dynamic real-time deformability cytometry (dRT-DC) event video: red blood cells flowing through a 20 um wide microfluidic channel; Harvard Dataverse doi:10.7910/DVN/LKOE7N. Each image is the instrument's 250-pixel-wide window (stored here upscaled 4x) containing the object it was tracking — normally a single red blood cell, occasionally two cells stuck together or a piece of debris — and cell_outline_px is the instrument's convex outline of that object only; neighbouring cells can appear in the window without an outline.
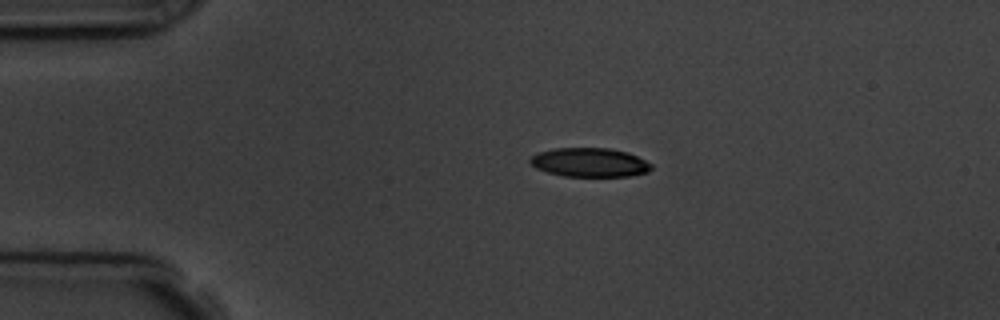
{"species": "common noctule bat (a hibernating species)", "species_latin": "Nyctalus noctula", "temperature_condition": "room temperature", "stored_images_in_passage": 7, "camera_frame_rate_fps": 3000, "um_per_image_px": 0.085, "animal": {"sex": "male", "body_mass_g": 19.5, "forearm_length_mm": 54.6}, "frame": {"image": 1, "passage_image": 3, "time_ms": 2.333, "image_size_px": [1000, 320], "cell_outline_px": [[652, 168], [648, 172], [628, 176], [564, 176], [548, 172], [536, 168], [528, 160], [532, 156], [540, 152], [552, 148], [608, 148], [628, 152], [652, 164]], "centroid_in_image_um": [50.12, 13.8], "position_along_channel_um": 34.9, "area_um2": 20.35}}
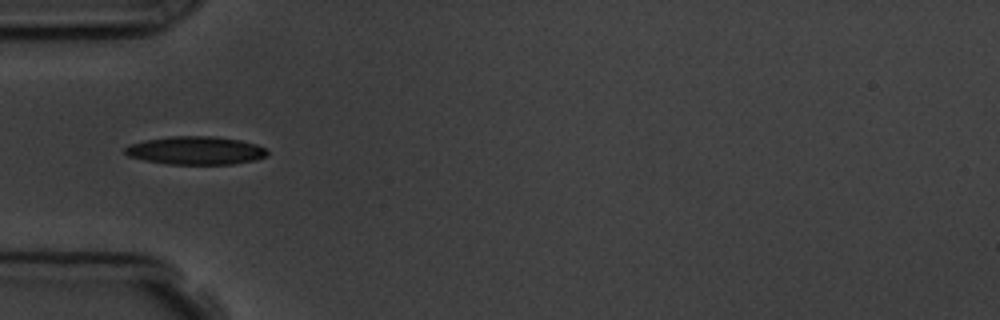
{"frame": {"image": 2, "passage_image": 5, "time_ms": 4.333, "image_size_px": [1000, 320], "cell_outline_px": [[268, 156], [256, 160], [232, 164], [168, 164], [144, 160], [128, 156], [124, 152], [124, 148], [128, 144], [144, 140], [172, 136], [212, 136], [240, 140], [256, 144], [264, 148], [268, 152]], "centroid_in_image_um": [16.62, 12.79], "position_along_channel_um": 68.4, "area_um2": 23.47}}